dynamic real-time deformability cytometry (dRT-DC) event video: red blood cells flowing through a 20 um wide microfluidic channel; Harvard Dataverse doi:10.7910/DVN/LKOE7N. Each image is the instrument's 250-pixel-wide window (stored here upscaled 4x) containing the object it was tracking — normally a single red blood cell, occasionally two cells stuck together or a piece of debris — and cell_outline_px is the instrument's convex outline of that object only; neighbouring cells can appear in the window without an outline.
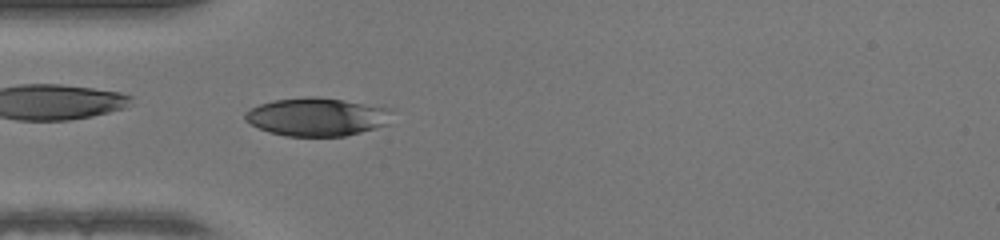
{"species": "human", "species_latin": "Homo sapiens", "temperature_condition": "warm", "stored_images_in_passage": 47, "camera_frame_rate_fps": 3000, "um_per_image_px": 0.085, "donor": {"sex": "female"}, "frame": {"image": 1, "passage_image": 13, "time_ms": 4.0, "image_size_px": [1000, 240], "cell_outline_px": [[392, 108], [388, 124], [360, 132], [344, 136], [284, 136], [268, 132], [244, 120], [244, 112], [260, 104], [276, 100], [308, 96], [316, 96]], "centroid_in_image_um": [26.92, 9.93], "position_along_channel_um": 58.1, "area_um2": 32.54}}
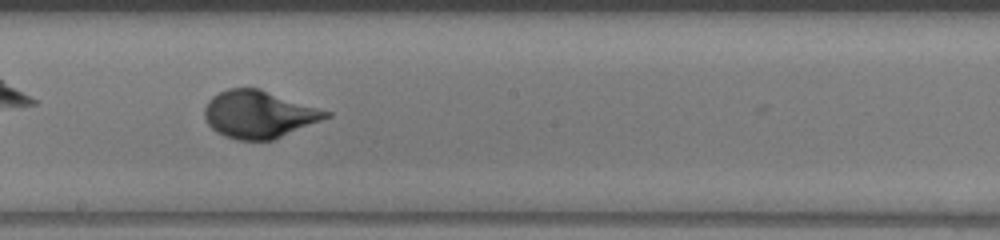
{"frame": {"image": 2, "passage_image": 25, "time_ms": 8.0, "image_size_px": [1000, 240], "cell_outline_px": [[332, 116], [272, 140], [236, 140], [224, 136], [216, 132], [208, 124], [204, 116], [204, 108], [208, 100], [212, 96], [228, 88], [260, 88], [332, 112]], "centroid_in_image_um": [21.99, 9.71], "position_along_channel_um": 226.2, "area_um2": 33.64}}
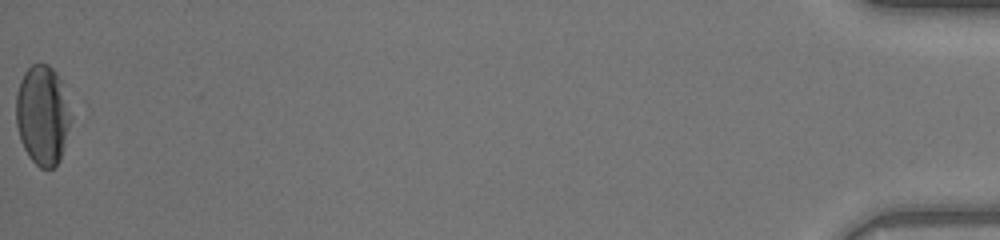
{"frame": {"image": 3, "passage_image": 47, "time_ms": 15.333, "image_size_px": [1000, 240], "cell_outline_px": [[72, 120], [64, 148], [60, 160], [52, 168], [40, 168], [28, 156], [20, 140], [16, 124], [16, 96], [20, 80], [24, 72], [32, 64], [48, 64], [56, 72], [60, 80], [72, 116]], "centroid_in_image_um": [3.62, 9.8], "position_along_channel_um": 431.6, "area_um2": 31.96}, "authors_computed_cell_mechanics": {"area_um2": 32.946, "velocity_mm_per_s": 4.2774, "shape_relaxation_time_tau1_ms": 3.8552, "shape_relaxation_time_tau2_ms": null, "deformation_change_tau1": 0.1804, "deformation_change_tau2": null}}